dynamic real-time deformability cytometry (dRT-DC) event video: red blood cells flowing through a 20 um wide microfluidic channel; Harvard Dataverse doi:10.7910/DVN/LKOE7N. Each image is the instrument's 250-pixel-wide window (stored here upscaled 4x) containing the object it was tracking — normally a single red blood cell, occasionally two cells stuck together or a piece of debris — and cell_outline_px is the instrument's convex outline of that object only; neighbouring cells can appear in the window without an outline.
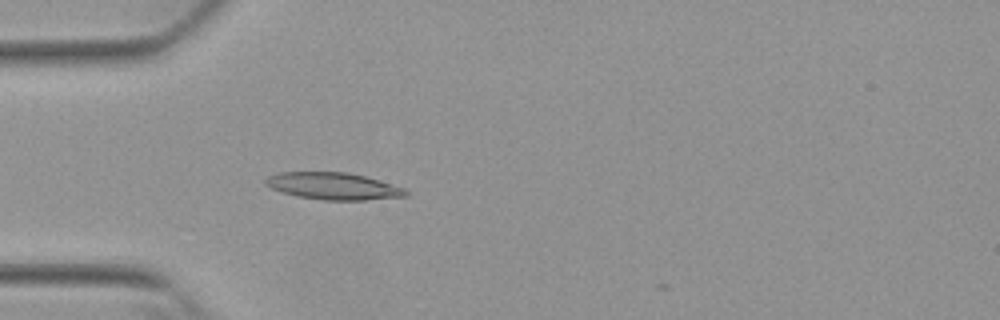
{"species": "Egyptian fruit bat (a non-hibernating species)", "species_latin": "Rousettus aegyptiacus", "temperature_condition": "warm", "stored_images_in_passage": 13, "camera_frame_rate_fps": 3000, "um_per_image_px": 0.085, "animal": {"sex": "female"}, "frame": {"image": 1, "passage_image": 2, "time_ms": 0.333, "image_size_px": [1000, 320], "cell_outline_px": [[408, 196], [364, 200], [324, 200], [300, 196], [284, 192], [272, 188], [264, 184], [264, 180], [268, 176], [280, 172], [344, 172], [364, 176], [404, 188], [408, 192]], "centroid_in_image_um": [28.33, 15.81], "position_along_channel_um": 56.7, "area_um2": 21.73}}
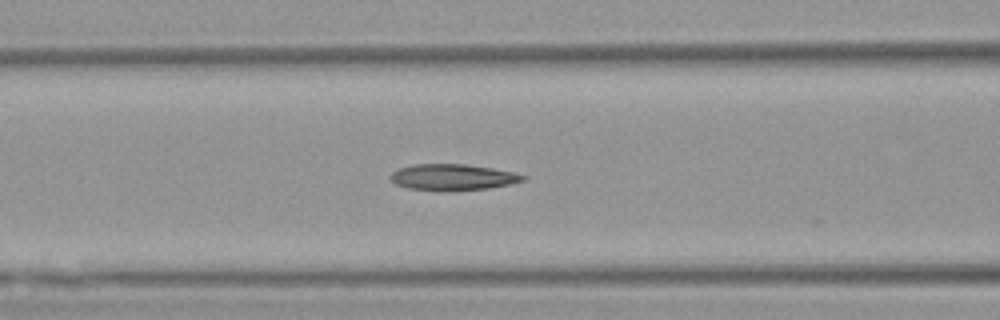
{"frame": {"image": 2, "passage_image": 8, "time_ms": 2.333, "image_size_px": [1000, 320], "cell_outline_px": [[528, 176], [524, 180], [508, 184], [488, 188], [452, 192], [436, 192], [408, 188], [396, 184], [388, 176], [392, 172], [400, 168], [412, 164], [464, 164], [492, 168], [512, 172]], "centroid_in_image_um": [38.44, 15.08], "position_along_channel_um": 128.2, "area_um2": 20.52}}
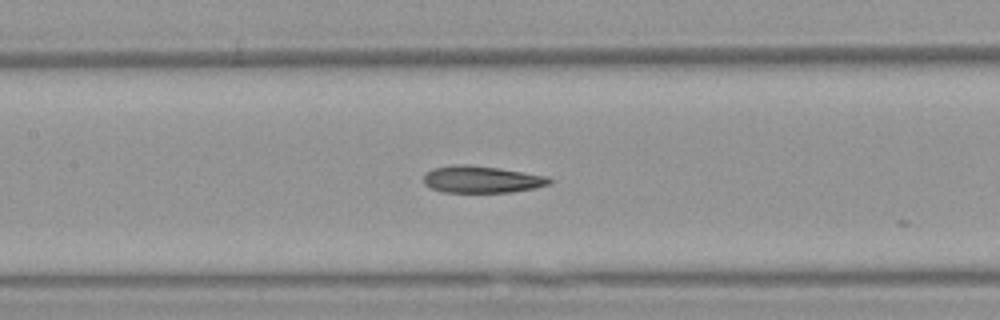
{"frame": {"image": 3, "passage_image": 11, "time_ms": 3.333, "image_size_px": [1000, 320], "cell_outline_px": [[552, 184], [536, 188], [512, 192], [440, 192], [424, 184], [424, 176], [432, 168], [456, 164], [468, 164], [496, 168], [548, 176], [552, 180]], "centroid_in_image_um": [40.96, 15.25], "position_along_channel_um": 166.4, "area_um2": 19.77}}